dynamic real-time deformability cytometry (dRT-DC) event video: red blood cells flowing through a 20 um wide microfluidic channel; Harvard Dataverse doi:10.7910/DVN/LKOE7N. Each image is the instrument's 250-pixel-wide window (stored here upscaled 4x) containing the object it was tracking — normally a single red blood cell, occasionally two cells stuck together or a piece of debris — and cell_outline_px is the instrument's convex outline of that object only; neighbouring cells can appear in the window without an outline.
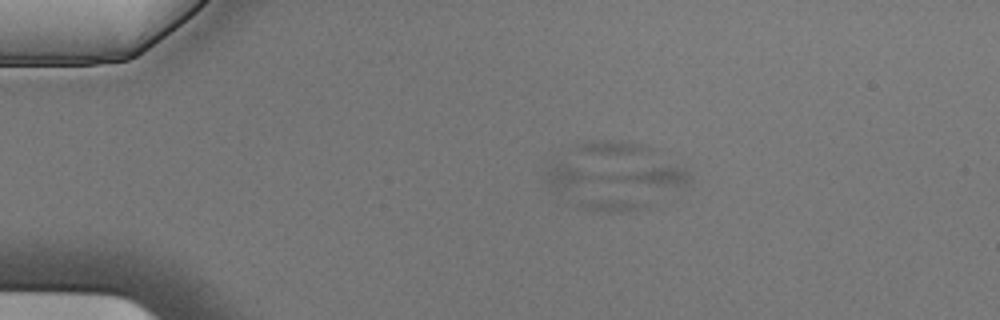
{"species": "Egyptian fruit bat (a non-hibernating species)", "species_latin": "Rousettus aegyptiacus", "temperature_condition": "cold", "stored_images_in_passage": 5, "camera_frame_rate_fps": 3000, "um_per_image_px": 0.085, "animal": {"sex": "male"}, "frame": {"image": 1, "passage_image": 2, "time_ms": 0.333, "image_size_px": [1000, 320], "cell_outline_px": [[692, 180], [688, 184], [648, 208], [620, 212], [604, 212], [580, 208], [548, 184], [544, 180], [548, 168], [556, 164], [656, 164], [684, 168], [692, 172]], "centroid_in_image_um": [52.41, 15.7], "position_along_channel_um": 32.6, "area_um2": 39.36}}